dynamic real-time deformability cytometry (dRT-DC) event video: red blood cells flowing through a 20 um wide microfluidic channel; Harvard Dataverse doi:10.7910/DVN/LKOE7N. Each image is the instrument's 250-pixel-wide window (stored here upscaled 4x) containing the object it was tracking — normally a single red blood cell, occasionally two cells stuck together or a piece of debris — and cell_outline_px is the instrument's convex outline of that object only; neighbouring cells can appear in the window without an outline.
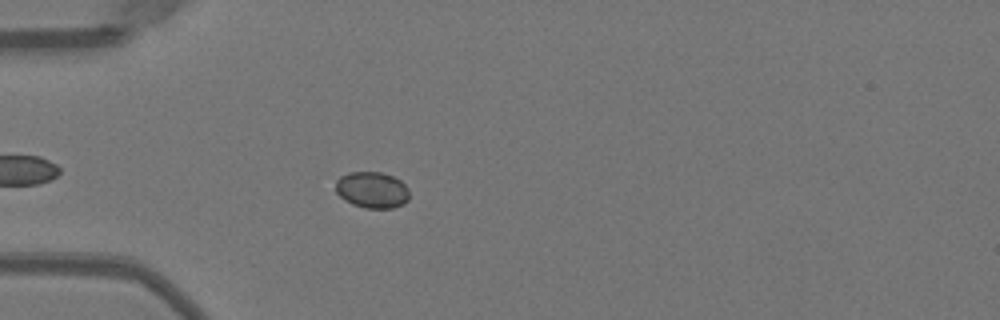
{"species": "Egyptian fruit bat (a non-hibernating species)", "species_latin": "Rousettus aegyptiacus", "temperature_condition": "warm", "stored_images_in_passage": 36, "camera_frame_rate_fps": 3000, "um_per_image_px": 0.085, "animal": {"sex": "female"}, "frame": {"image": 1, "passage_image": 9, "time_ms": 2.667, "image_size_px": [1000, 320], "cell_outline_px": [[408, 200], [404, 204], [392, 208], [364, 208], [352, 204], [344, 200], [336, 192], [336, 180], [340, 176], [348, 172], [380, 172], [392, 176], [400, 180], [408, 188]], "centroid_in_image_um": [31.61, 16.14], "position_along_channel_um": 53.4, "area_um2": 15.66}}
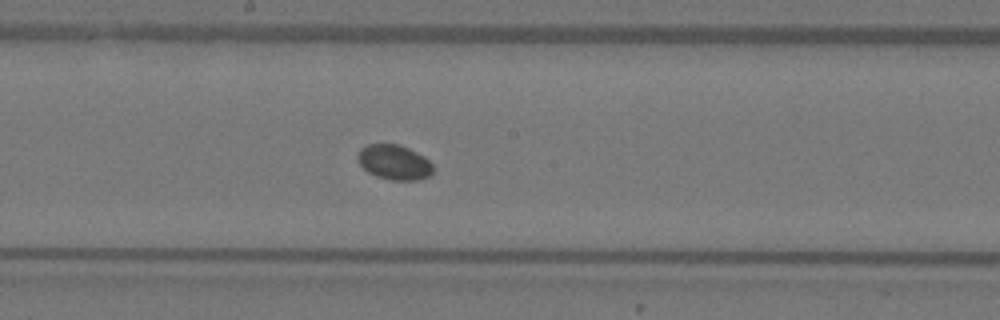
{"frame": {"image": 2, "passage_image": 22, "time_ms": 7.0, "image_size_px": [1000, 320], "cell_outline_px": [[432, 172], [428, 176], [416, 180], [392, 180], [376, 176], [368, 172], [356, 160], [356, 156], [360, 148], [368, 144], [400, 144], [424, 156], [432, 164]], "centroid_in_image_um": [33.47, 13.78], "position_along_channel_um": 214.7, "area_um2": 15.32}}
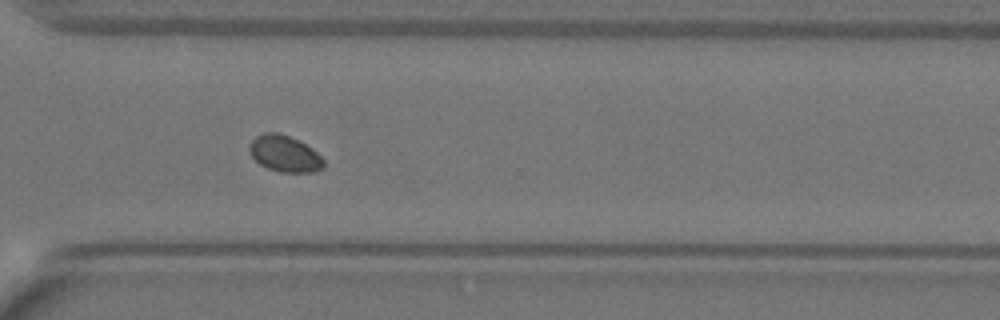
{"frame": {"image": 3, "passage_image": 32, "time_ms": 10.333, "image_size_px": [1000, 320], "cell_outline_px": [[324, 168], [312, 172], [280, 172], [268, 168], [260, 164], [252, 156], [248, 148], [248, 144], [256, 136], [264, 132], [280, 132], [300, 140], [312, 148], [324, 160]], "centroid_in_image_um": [24.19, 13.04], "position_along_channel_um": 346.4, "area_um2": 15.9}}